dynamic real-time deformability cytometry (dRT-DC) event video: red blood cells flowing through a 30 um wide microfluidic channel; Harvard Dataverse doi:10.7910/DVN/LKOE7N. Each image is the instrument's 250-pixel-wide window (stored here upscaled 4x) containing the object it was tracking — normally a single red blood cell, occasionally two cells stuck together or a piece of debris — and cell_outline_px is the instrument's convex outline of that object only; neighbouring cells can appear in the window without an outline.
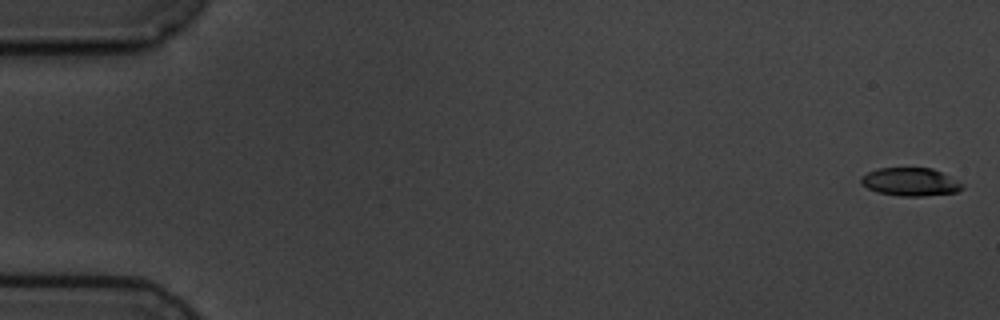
{"species": "common noctule bat (a hibernating species)", "species_latin": "Nyctalus noctula", "temperature_condition": "cold", "stored_images_in_passage": 5, "camera_frame_rate_fps": 3000, "um_per_image_px": 0.085, "animal": {"sex": "male", "body_mass_g": 19.5, "forearm_length_mm": 54.6}, "frame": {"image": 1, "passage_image": 1, "time_ms": 0.0, "image_size_px": [1000, 320], "cell_outline_px": [[964, 188], [956, 192], [924, 196], [900, 196], [876, 192], [860, 184], [860, 176], [868, 172], [880, 168], [932, 168], [964, 184]], "centroid_in_image_um": [77.35, 15.47], "position_along_channel_um": 7.7, "area_um2": 16.59}}
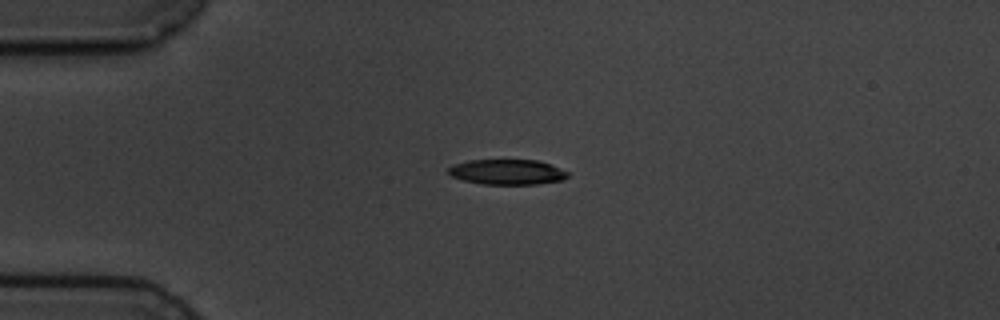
{"frame": {"image": 2, "passage_image": 4, "time_ms": 4.333, "image_size_px": [1000, 320], "cell_outline_px": [[568, 176], [564, 180], [536, 184], [480, 184], [464, 180], [452, 176], [448, 172], [448, 168], [452, 164], [468, 160], [536, 160], [560, 168], [568, 172]], "centroid_in_image_um": [43.09, 14.62], "position_along_channel_um": 41.9, "area_um2": 17.51}}